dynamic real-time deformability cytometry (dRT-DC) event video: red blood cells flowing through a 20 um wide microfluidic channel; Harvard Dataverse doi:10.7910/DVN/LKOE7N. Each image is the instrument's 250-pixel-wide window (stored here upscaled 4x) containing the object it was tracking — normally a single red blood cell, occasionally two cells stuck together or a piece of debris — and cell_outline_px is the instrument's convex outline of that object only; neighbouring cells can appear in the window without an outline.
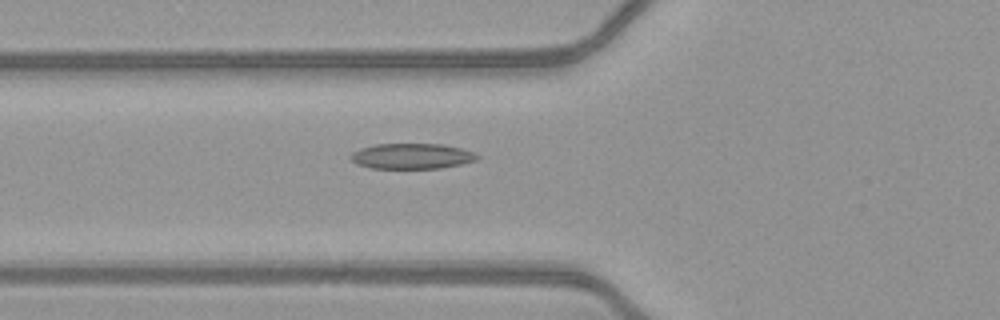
{"species": "common noctule bat (a hibernating species)", "species_latin": "Nyctalus noctula", "temperature_condition": "warm", "stored_images_in_passage": 52, "camera_frame_rate_fps": 3000, "um_per_image_px": 0.085, "animal": {"sex": "female", "body_mass_g": 21.9}, "frame": {"image": 1, "passage_image": 21, "time_ms": 6.667, "image_size_px": [1000, 320], "cell_outline_px": [[480, 156], [476, 160], [460, 164], [440, 168], [368, 168], [356, 164], [348, 156], [352, 152], [360, 148], [376, 144], [444, 144], [460, 148], [472, 152]], "centroid_in_image_um": [34.95, 13.27], "position_along_channel_um": 90.8, "area_um2": 18.79}}
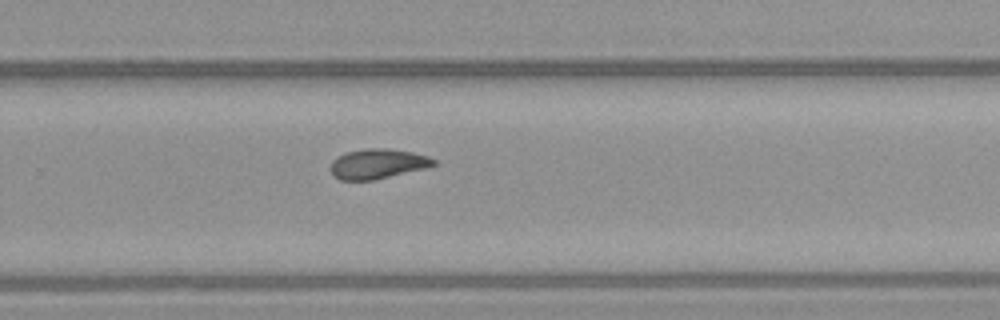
{"frame": {"image": 2, "passage_image": 36, "time_ms": 11.667, "image_size_px": [1000, 320], "cell_outline_px": [[436, 164], [424, 168], [372, 180], [340, 180], [332, 176], [328, 168], [332, 160], [344, 152], [368, 148], [388, 148], [412, 152], [428, 156], [436, 160]], "centroid_in_image_um": [32.02, 13.92], "position_along_channel_um": 297.8, "area_um2": 18.03}}
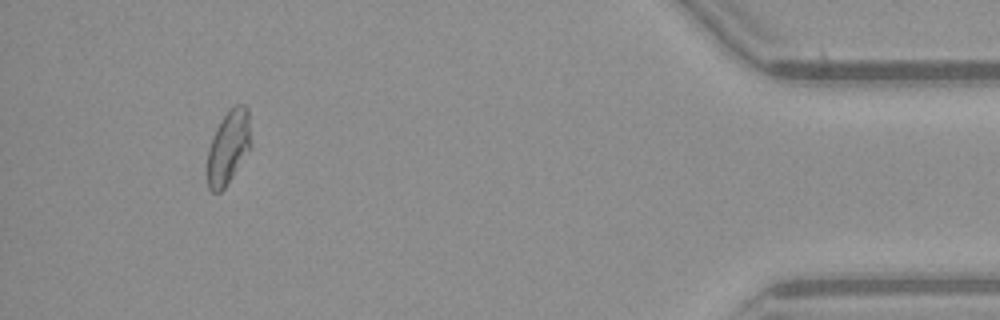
{"frame": {"image": 3, "passage_image": 49, "time_ms": 16.0, "image_size_px": [1000, 320], "cell_outline_px": [[252, 148], [224, 188], [220, 192], [212, 192], [208, 188], [208, 148], [216, 128], [220, 120], [228, 108], [236, 104], [244, 104], [248, 108], [252, 144]], "centroid_in_image_um": [19.45, 12.46], "position_along_channel_um": 415.8, "area_um2": 19.07}, "authors_computed_cell_mechanics": {"area_um2": 18.6983, "velocity_mm_per_s": 4.1259, "shape_relaxation_time_tau1_ms": null, "shape_relaxation_time_tau2_ms": 2.9182, "deformation_change_tau1": null, "deformation_change_tau2": 0.097}}